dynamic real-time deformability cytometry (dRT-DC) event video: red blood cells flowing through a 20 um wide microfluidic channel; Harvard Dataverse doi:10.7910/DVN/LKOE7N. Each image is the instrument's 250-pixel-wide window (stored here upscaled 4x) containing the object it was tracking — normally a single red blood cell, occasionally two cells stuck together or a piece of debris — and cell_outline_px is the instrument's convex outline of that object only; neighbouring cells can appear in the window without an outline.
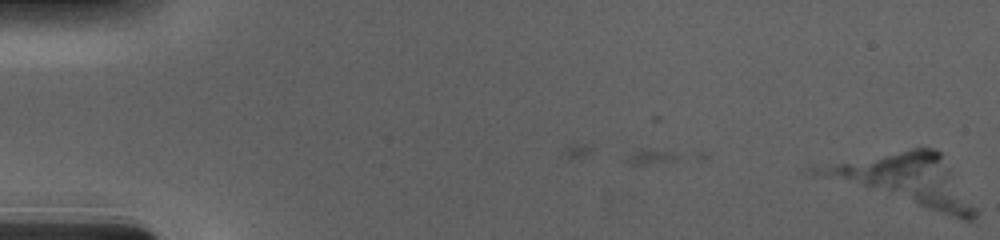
{"species": "human", "species_latin": "Homo sapiens", "temperature_condition": "cold", "stored_images_in_passage": 56, "camera_frame_rate_fps": 3000, "um_per_image_px": 0.085, "donor": {"sex": "male"}, "frame": {"image": 1, "passage_image": 1, "time_ms": 0.0, "image_size_px": [1000, 240], "cell_outline_px": [[976, 216], [972, 220], [964, 220], [808, 172], [808, 168], [912, 148], [932, 148], [940, 152], [976, 212]], "centroid_in_image_um": [76.98, 15.27], "position_along_channel_um": 8.0, "area_um2": 43.81}}
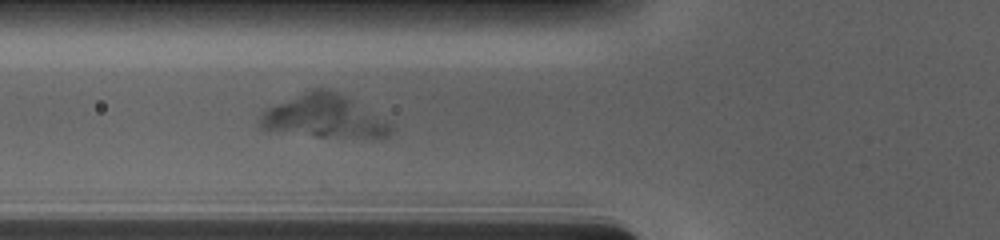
{"frame": {"image": 2, "passage_image": 24, "time_ms": 7.667, "image_size_px": [1000, 240], "cell_outline_px": [[392, 132], [388, 136], [376, 140], [316, 136], [260, 128], [260, 116], [268, 108], [312, 88], [328, 88], [352, 100], [388, 124], [392, 128]], "centroid_in_image_um": [27.58, 9.93], "position_along_channel_um": 98.2, "area_um2": 32.19}}
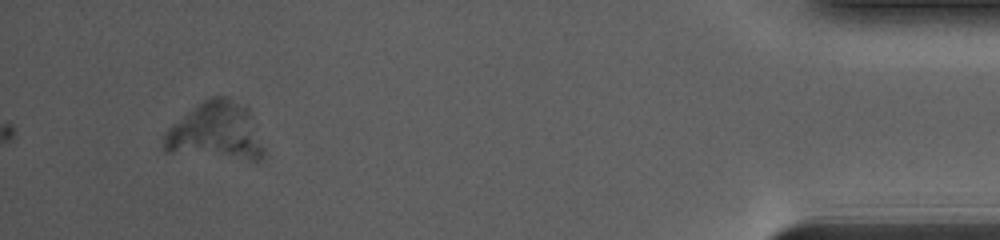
{"frame": {"image": 3, "passage_image": 56, "time_ms": 18.333, "image_size_px": [1000, 240], "cell_outline_px": [[264, 156], [260, 160], [248, 160], [164, 152], [160, 148], [164, 132], [172, 124], [204, 100], [212, 96], [224, 96], [244, 104], [248, 108], [252, 116], [264, 148]], "centroid_in_image_um": [18.32, 11.19], "position_along_channel_um": 416.9, "area_um2": 33.93}}